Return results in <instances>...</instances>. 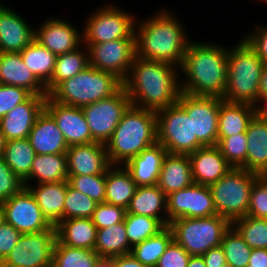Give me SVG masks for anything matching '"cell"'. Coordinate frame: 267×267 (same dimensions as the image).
<instances>
[{"label": "cell", "mask_w": 267, "mask_h": 267, "mask_svg": "<svg viewBox=\"0 0 267 267\" xmlns=\"http://www.w3.org/2000/svg\"><path fill=\"white\" fill-rule=\"evenodd\" d=\"M177 68V69H175ZM179 67L135 57L123 87L135 107L153 110L177 103L181 94Z\"/></svg>", "instance_id": "obj_1"}, {"label": "cell", "mask_w": 267, "mask_h": 267, "mask_svg": "<svg viewBox=\"0 0 267 267\" xmlns=\"http://www.w3.org/2000/svg\"><path fill=\"white\" fill-rule=\"evenodd\" d=\"M190 41L185 51L180 78L181 91L193 96L223 98L227 86L228 47ZM226 47V48H225Z\"/></svg>", "instance_id": "obj_2"}, {"label": "cell", "mask_w": 267, "mask_h": 267, "mask_svg": "<svg viewBox=\"0 0 267 267\" xmlns=\"http://www.w3.org/2000/svg\"><path fill=\"white\" fill-rule=\"evenodd\" d=\"M169 12L165 8L135 23L136 56L180 68L191 40L178 17Z\"/></svg>", "instance_id": "obj_3"}, {"label": "cell", "mask_w": 267, "mask_h": 267, "mask_svg": "<svg viewBox=\"0 0 267 267\" xmlns=\"http://www.w3.org/2000/svg\"><path fill=\"white\" fill-rule=\"evenodd\" d=\"M157 143V115L131 105L105 144L111 165H124Z\"/></svg>", "instance_id": "obj_4"}, {"label": "cell", "mask_w": 267, "mask_h": 267, "mask_svg": "<svg viewBox=\"0 0 267 267\" xmlns=\"http://www.w3.org/2000/svg\"><path fill=\"white\" fill-rule=\"evenodd\" d=\"M264 62L241 37L235 47L228 48L227 86L223 100L259 106V87Z\"/></svg>", "instance_id": "obj_5"}, {"label": "cell", "mask_w": 267, "mask_h": 267, "mask_svg": "<svg viewBox=\"0 0 267 267\" xmlns=\"http://www.w3.org/2000/svg\"><path fill=\"white\" fill-rule=\"evenodd\" d=\"M123 81L110 72L89 65L74 77L60 82L48 96L63 105L82 108L116 94Z\"/></svg>", "instance_id": "obj_6"}, {"label": "cell", "mask_w": 267, "mask_h": 267, "mask_svg": "<svg viewBox=\"0 0 267 267\" xmlns=\"http://www.w3.org/2000/svg\"><path fill=\"white\" fill-rule=\"evenodd\" d=\"M260 176L242 168H231L217 182L209 185L218 215L230 223L247 216L251 188Z\"/></svg>", "instance_id": "obj_7"}, {"label": "cell", "mask_w": 267, "mask_h": 267, "mask_svg": "<svg viewBox=\"0 0 267 267\" xmlns=\"http://www.w3.org/2000/svg\"><path fill=\"white\" fill-rule=\"evenodd\" d=\"M169 226L174 240L192 256L203 255L209 249L220 246L231 223L215 214L209 217L175 219Z\"/></svg>", "instance_id": "obj_8"}, {"label": "cell", "mask_w": 267, "mask_h": 267, "mask_svg": "<svg viewBox=\"0 0 267 267\" xmlns=\"http://www.w3.org/2000/svg\"><path fill=\"white\" fill-rule=\"evenodd\" d=\"M156 115L157 143L167 153L189 155L204 147L193 137L192 119L178 103L158 110Z\"/></svg>", "instance_id": "obj_9"}, {"label": "cell", "mask_w": 267, "mask_h": 267, "mask_svg": "<svg viewBox=\"0 0 267 267\" xmlns=\"http://www.w3.org/2000/svg\"><path fill=\"white\" fill-rule=\"evenodd\" d=\"M134 15L107 4L88 16L82 28L83 43H104L135 37Z\"/></svg>", "instance_id": "obj_10"}, {"label": "cell", "mask_w": 267, "mask_h": 267, "mask_svg": "<svg viewBox=\"0 0 267 267\" xmlns=\"http://www.w3.org/2000/svg\"><path fill=\"white\" fill-rule=\"evenodd\" d=\"M56 241L55 226L36 233L21 234L0 267H51Z\"/></svg>", "instance_id": "obj_11"}, {"label": "cell", "mask_w": 267, "mask_h": 267, "mask_svg": "<svg viewBox=\"0 0 267 267\" xmlns=\"http://www.w3.org/2000/svg\"><path fill=\"white\" fill-rule=\"evenodd\" d=\"M131 105L128 93L122 87L113 96L82 107L92 139L106 144Z\"/></svg>", "instance_id": "obj_12"}, {"label": "cell", "mask_w": 267, "mask_h": 267, "mask_svg": "<svg viewBox=\"0 0 267 267\" xmlns=\"http://www.w3.org/2000/svg\"><path fill=\"white\" fill-rule=\"evenodd\" d=\"M82 44L87 47L89 65L113 73L122 81L127 78L136 57V38Z\"/></svg>", "instance_id": "obj_13"}, {"label": "cell", "mask_w": 267, "mask_h": 267, "mask_svg": "<svg viewBox=\"0 0 267 267\" xmlns=\"http://www.w3.org/2000/svg\"><path fill=\"white\" fill-rule=\"evenodd\" d=\"M219 97L193 96L181 92L177 103L192 119L193 137L205 146L218 144Z\"/></svg>", "instance_id": "obj_14"}, {"label": "cell", "mask_w": 267, "mask_h": 267, "mask_svg": "<svg viewBox=\"0 0 267 267\" xmlns=\"http://www.w3.org/2000/svg\"><path fill=\"white\" fill-rule=\"evenodd\" d=\"M168 225L179 218H200L217 214L208 185H192L167 195Z\"/></svg>", "instance_id": "obj_15"}, {"label": "cell", "mask_w": 267, "mask_h": 267, "mask_svg": "<svg viewBox=\"0 0 267 267\" xmlns=\"http://www.w3.org/2000/svg\"><path fill=\"white\" fill-rule=\"evenodd\" d=\"M1 205L5 221L21 234L36 233L52 227L37 205L34 195L26 187Z\"/></svg>", "instance_id": "obj_16"}, {"label": "cell", "mask_w": 267, "mask_h": 267, "mask_svg": "<svg viewBox=\"0 0 267 267\" xmlns=\"http://www.w3.org/2000/svg\"><path fill=\"white\" fill-rule=\"evenodd\" d=\"M45 110L56 121L68 146L95 142L82 108L60 104L47 95Z\"/></svg>", "instance_id": "obj_17"}, {"label": "cell", "mask_w": 267, "mask_h": 267, "mask_svg": "<svg viewBox=\"0 0 267 267\" xmlns=\"http://www.w3.org/2000/svg\"><path fill=\"white\" fill-rule=\"evenodd\" d=\"M43 22L35 30V39L56 56L72 52L83 43L82 33L67 20L51 17Z\"/></svg>", "instance_id": "obj_18"}, {"label": "cell", "mask_w": 267, "mask_h": 267, "mask_svg": "<svg viewBox=\"0 0 267 267\" xmlns=\"http://www.w3.org/2000/svg\"><path fill=\"white\" fill-rule=\"evenodd\" d=\"M46 97L31 95L0 119L6 141L28 138L37 117L45 109Z\"/></svg>", "instance_id": "obj_19"}, {"label": "cell", "mask_w": 267, "mask_h": 267, "mask_svg": "<svg viewBox=\"0 0 267 267\" xmlns=\"http://www.w3.org/2000/svg\"><path fill=\"white\" fill-rule=\"evenodd\" d=\"M66 156L68 175L104 174L111 166L106 145L98 142L69 146Z\"/></svg>", "instance_id": "obj_20"}, {"label": "cell", "mask_w": 267, "mask_h": 267, "mask_svg": "<svg viewBox=\"0 0 267 267\" xmlns=\"http://www.w3.org/2000/svg\"><path fill=\"white\" fill-rule=\"evenodd\" d=\"M0 3V53H20L35 39V29L32 24Z\"/></svg>", "instance_id": "obj_21"}, {"label": "cell", "mask_w": 267, "mask_h": 267, "mask_svg": "<svg viewBox=\"0 0 267 267\" xmlns=\"http://www.w3.org/2000/svg\"><path fill=\"white\" fill-rule=\"evenodd\" d=\"M193 182L210 185L222 178L232 167L217 146H205L189 154Z\"/></svg>", "instance_id": "obj_22"}, {"label": "cell", "mask_w": 267, "mask_h": 267, "mask_svg": "<svg viewBox=\"0 0 267 267\" xmlns=\"http://www.w3.org/2000/svg\"><path fill=\"white\" fill-rule=\"evenodd\" d=\"M0 84L25 88L32 95H48L46 87L27 68L17 52L0 53Z\"/></svg>", "instance_id": "obj_23"}, {"label": "cell", "mask_w": 267, "mask_h": 267, "mask_svg": "<svg viewBox=\"0 0 267 267\" xmlns=\"http://www.w3.org/2000/svg\"><path fill=\"white\" fill-rule=\"evenodd\" d=\"M28 139L36 154H66L69 147L56 121L45 109L37 117Z\"/></svg>", "instance_id": "obj_24"}, {"label": "cell", "mask_w": 267, "mask_h": 267, "mask_svg": "<svg viewBox=\"0 0 267 267\" xmlns=\"http://www.w3.org/2000/svg\"><path fill=\"white\" fill-rule=\"evenodd\" d=\"M167 154L159 143L132 157L124 166L130 172L137 186H151L158 183L162 162Z\"/></svg>", "instance_id": "obj_25"}, {"label": "cell", "mask_w": 267, "mask_h": 267, "mask_svg": "<svg viewBox=\"0 0 267 267\" xmlns=\"http://www.w3.org/2000/svg\"><path fill=\"white\" fill-rule=\"evenodd\" d=\"M246 137V170L267 175V121L258 113L250 120Z\"/></svg>", "instance_id": "obj_26"}, {"label": "cell", "mask_w": 267, "mask_h": 267, "mask_svg": "<svg viewBox=\"0 0 267 267\" xmlns=\"http://www.w3.org/2000/svg\"><path fill=\"white\" fill-rule=\"evenodd\" d=\"M193 183L189 155L167 153L162 162L157 186L167 196Z\"/></svg>", "instance_id": "obj_27"}, {"label": "cell", "mask_w": 267, "mask_h": 267, "mask_svg": "<svg viewBox=\"0 0 267 267\" xmlns=\"http://www.w3.org/2000/svg\"><path fill=\"white\" fill-rule=\"evenodd\" d=\"M25 185L34 195L37 205L44 217L52 226H57L63 220L64 201L66 197L67 181Z\"/></svg>", "instance_id": "obj_28"}, {"label": "cell", "mask_w": 267, "mask_h": 267, "mask_svg": "<svg viewBox=\"0 0 267 267\" xmlns=\"http://www.w3.org/2000/svg\"><path fill=\"white\" fill-rule=\"evenodd\" d=\"M166 201V194L157 184L151 186H137L129 207L126 209V213L157 218L164 226H168ZM163 214L166 216H163Z\"/></svg>", "instance_id": "obj_29"}, {"label": "cell", "mask_w": 267, "mask_h": 267, "mask_svg": "<svg viewBox=\"0 0 267 267\" xmlns=\"http://www.w3.org/2000/svg\"><path fill=\"white\" fill-rule=\"evenodd\" d=\"M57 240L65 246L94 250L97 227L92 218L62 220L56 226Z\"/></svg>", "instance_id": "obj_30"}, {"label": "cell", "mask_w": 267, "mask_h": 267, "mask_svg": "<svg viewBox=\"0 0 267 267\" xmlns=\"http://www.w3.org/2000/svg\"><path fill=\"white\" fill-rule=\"evenodd\" d=\"M257 113V107L245 103L220 101L218 137H230L246 133L250 120Z\"/></svg>", "instance_id": "obj_31"}, {"label": "cell", "mask_w": 267, "mask_h": 267, "mask_svg": "<svg viewBox=\"0 0 267 267\" xmlns=\"http://www.w3.org/2000/svg\"><path fill=\"white\" fill-rule=\"evenodd\" d=\"M121 166L111 165L106 171L104 202L127 209L137 185L125 166Z\"/></svg>", "instance_id": "obj_32"}, {"label": "cell", "mask_w": 267, "mask_h": 267, "mask_svg": "<svg viewBox=\"0 0 267 267\" xmlns=\"http://www.w3.org/2000/svg\"><path fill=\"white\" fill-rule=\"evenodd\" d=\"M33 178L37 184L68 181L66 154H36L24 184L28 185Z\"/></svg>", "instance_id": "obj_33"}, {"label": "cell", "mask_w": 267, "mask_h": 267, "mask_svg": "<svg viewBox=\"0 0 267 267\" xmlns=\"http://www.w3.org/2000/svg\"><path fill=\"white\" fill-rule=\"evenodd\" d=\"M131 249L124 221L107 228L97 229L94 251L100 257H118L129 254Z\"/></svg>", "instance_id": "obj_34"}, {"label": "cell", "mask_w": 267, "mask_h": 267, "mask_svg": "<svg viewBox=\"0 0 267 267\" xmlns=\"http://www.w3.org/2000/svg\"><path fill=\"white\" fill-rule=\"evenodd\" d=\"M20 55L27 68L46 86L50 81L56 63V55L34 39Z\"/></svg>", "instance_id": "obj_35"}, {"label": "cell", "mask_w": 267, "mask_h": 267, "mask_svg": "<svg viewBox=\"0 0 267 267\" xmlns=\"http://www.w3.org/2000/svg\"><path fill=\"white\" fill-rule=\"evenodd\" d=\"M83 44L76 50L58 55L51 81L45 86L49 94L60 82L74 77L80 71L89 66L88 50ZM86 50V51H85Z\"/></svg>", "instance_id": "obj_36"}, {"label": "cell", "mask_w": 267, "mask_h": 267, "mask_svg": "<svg viewBox=\"0 0 267 267\" xmlns=\"http://www.w3.org/2000/svg\"><path fill=\"white\" fill-rule=\"evenodd\" d=\"M36 152L28 138L6 141L2 158L23 181L30 175Z\"/></svg>", "instance_id": "obj_37"}, {"label": "cell", "mask_w": 267, "mask_h": 267, "mask_svg": "<svg viewBox=\"0 0 267 267\" xmlns=\"http://www.w3.org/2000/svg\"><path fill=\"white\" fill-rule=\"evenodd\" d=\"M174 240L172 228L168 225L156 235L133 246L130 254L148 267H156L159 258L166 251L168 245Z\"/></svg>", "instance_id": "obj_38"}, {"label": "cell", "mask_w": 267, "mask_h": 267, "mask_svg": "<svg viewBox=\"0 0 267 267\" xmlns=\"http://www.w3.org/2000/svg\"><path fill=\"white\" fill-rule=\"evenodd\" d=\"M99 257L94 250L68 247L57 240L51 267H94Z\"/></svg>", "instance_id": "obj_39"}, {"label": "cell", "mask_w": 267, "mask_h": 267, "mask_svg": "<svg viewBox=\"0 0 267 267\" xmlns=\"http://www.w3.org/2000/svg\"><path fill=\"white\" fill-rule=\"evenodd\" d=\"M124 224L131 247L156 235L165 227L157 218L132 213H126Z\"/></svg>", "instance_id": "obj_40"}, {"label": "cell", "mask_w": 267, "mask_h": 267, "mask_svg": "<svg viewBox=\"0 0 267 267\" xmlns=\"http://www.w3.org/2000/svg\"><path fill=\"white\" fill-rule=\"evenodd\" d=\"M231 226L252 249H267V219L245 216L233 221Z\"/></svg>", "instance_id": "obj_41"}, {"label": "cell", "mask_w": 267, "mask_h": 267, "mask_svg": "<svg viewBox=\"0 0 267 267\" xmlns=\"http://www.w3.org/2000/svg\"><path fill=\"white\" fill-rule=\"evenodd\" d=\"M221 246L227 263L233 267H246L248 265L252 248L232 226L224 233Z\"/></svg>", "instance_id": "obj_42"}, {"label": "cell", "mask_w": 267, "mask_h": 267, "mask_svg": "<svg viewBox=\"0 0 267 267\" xmlns=\"http://www.w3.org/2000/svg\"><path fill=\"white\" fill-rule=\"evenodd\" d=\"M98 203L86 194L74 189L67 181L63 220L71 218H92Z\"/></svg>", "instance_id": "obj_43"}, {"label": "cell", "mask_w": 267, "mask_h": 267, "mask_svg": "<svg viewBox=\"0 0 267 267\" xmlns=\"http://www.w3.org/2000/svg\"><path fill=\"white\" fill-rule=\"evenodd\" d=\"M247 144L246 133H239L230 137H218L217 147L232 168L246 169Z\"/></svg>", "instance_id": "obj_44"}, {"label": "cell", "mask_w": 267, "mask_h": 267, "mask_svg": "<svg viewBox=\"0 0 267 267\" xmlns=\"http://www.w3.org/2000/svg\"><path fill=\"white\" fill-rule=\"evenodd\" d=\"M68 183L97 203L105 199L106 172L97 175H68Z\"/></svg>", "instance_id": "obj_45"}, {"label": "cell", "mask_w": 267, "mask_h": 267, "mask_svg": "<svg viewBox=\"0 0 267 267\" xmlns=\"http://www.w3.org/2000/svg\"><path fill=\"white\" fill-rule=\"evenodd\" d=\"M247 216L267 219V175H260L251 188Z\"/></svg>", "instance_id": "obj_46"}, {"label": "cell", "mask_w": 267, "mask_h": 267, "mask_svg": "<svg viewBox=\"0 0 267 267\" xmlns=\"http://www.w3.org/2000/svg\"><path fill=\"white\" fill-rule=\"evenodd\" d=\"M127 210L124 207L109 203H98L92 220L97 229L107 228L124 221Z\"/></svg>", "instance_id": "obj_47"}, {"label": "cell", "mask_w": 267, "mask_h": 267, "mask_svg": "<svg viewBox=\"0 0 267 267\" xmlns=\"http://www.w3.org/2000/svg\"><path fill=\"white\" fill-rule=\"evenodd\" d=\"M24 188V181L0 157V203L20 193Z\"/></svg>", "instance_id": "obj_48"}, {"label": "cell", "mask_w": 267, "mask_h": 267, "mask_svg": "<svg viewBox=\"0 0 267 267\" xmlns=\"http://www.w3.org/2000/svg\"><path fill=\"white\" fill-rule=\"evenodd\" d=\"M31 95L25 88L0 84V119Z\"/></svg>", "instance_id": "obj_49"}, {"label": "cell", "mask_w": 267, "mask_h": 267, "mask_svg": "<svg viewBox=\"0 0 267 267\" xmlns=\"http://www.w3.org/2000/svg\"><path fill=\"white\" fill-rule=\"evenodd\" d=\"M190 254L173 240L159 258L156 267H187Z\"/></svg>", "instance_id": "obj_50"}, {"label": "cell", "mask_w": 267, "mask_h": 267, "mask_svg": "<svg viewBox=\"0 0 267 267\" xmlns=\"http://www.w3.org/2000/svg\"><path fill=\"white\" fill-rule=\"evenodd\" d=\"M254 31L253 33H248V35L246 34L244 39L254 49L264 64L267 65V25H257Z\"/></svg>", "instance_id": "obj_51"}, {"label": "cell", "mask_w": 267, "mask_h": 267, "mask_svg": "<svg viewBox=\"0 0 267 267\" xmlns=\"http://www.w3.org/2000/svg\"><path fill=\"white\" fill-rule=\"evenodd\" d=\"M21 233L4 221L0 226V263L18 243Z\"/></svg>", "instance_id": "obj_52"}, {"label": "cell", "mask_w": 267, "mask_h": 267, "mask_svg": "<svg viewBox=\"0 0 267 267\" xmlns=\"http://www.w3.org/2000/svg\"><path fill=\"white\" fill-rule=\"evenodd\" d=\"M206 267H220L226 263V257L222 246L209 249L203 255Z\"/></svg>", "instance_id": "obj_53"}, {"label": "cell", "mask_w": 267, "mask_h": 267, "mask_svg": "<svg viewBox=\"0 0 267 267\" xmlns=\"http://www.w3.org/2000/svg\"><path fill=\"white\" fill-rule=\"evenodd\" d=\"M247 266L267 267V249H252Z\"/></svg>", "instance_id": "obj_54"}, {"label": "cell", "mask_w": 267, "mask_h": 267, "mask_svg": "<svg viewBox=\"0 0 267 267\" xmlns=\"http://www.w3.org/2000/svg\"><path fill=\"white\" fill-rule=\"evenodd\" d=\"M115 267H148L136 260L130 253L114 257Z\"/></svg>", "instance_id": "obj_55"}, {"label": "cell", "mask_w": 267, "mask_h": 267, "mask_svg": "<svg viewBox=\"0 0 267 267\" xmlns=\"http://www.w3.org/2000/svg\"><path fill=\"white\" fill-rule=\"evenodd\" d=\"M267 97V65L263 68L260 87H259V103Z\"/></svg>", "instance_id": "obj_56"}, {"label": "cell", "mask_w": 267, "mask_h": 267, "mask_svg": "<svg viewBox=\"0 0 267 267\" xmlns=\"http://www.w3.org/2000/svg\"><path fill=\"white\" fill-rule=\"evenodd\" d=\"M187 267H206L202 255H192L188 261Z\"/></svg>", "instance_id": "obj_57"}, {"label": "cell", "mask_w": 267, "mask_h": 267, "mask_svg": "<svg viewBox=\"0 0 267 267\" xmlns=\"http://www.w3.org/2000/svg\"><path fill=\"white\" fill-rule=\"evenodd\" d=\"M94 267H115L114 258L99 257L95 262Z\"/></svg>", "instance_id": "obj_58"}, {"label": "cell", "mask_w": 267, "mask_h": 267, "mask_svg": "<svg viewBox=\"0 0 267 267\" xmlns=\"http://www.w3.org/2000/svg\"><path fill=\"white\" fill-rule=\"evenodd\" d=\"M257 113L267 121V97L260 102L259 106H257Z\"/></svg>", "instance_id": "obj_59"}, {"label": "cell", "mask_w": 267, "mask_h": 267, "mask_svg": "<svg viewBox=\"0 0 267 267\" xmlns=\"http://www.w3.org/2000/svg\"><path fill=\"white\" fill-rule=\"evenodd\" d=\"M5 143H6V140H5L4 134L1 131V127H0V157H2V155H3Z\"/></svg>", "instance_id": "obj_60"}, {"label": "cell", "mask_w": 267, "mask_h": 267, "mask_svg": "<svg viewBox=\"0 0 267 267\" xmlns=\"http://www.w3.org/2000/svg\"><path fill=\"white\" fill-rule=\"evenodd\" d=\"M4 221H5L4 209H3V206L0 203V226Z\"/></svg>", "instance_id": "obj_61"}, {"label": "cell", "mask_w": 267, "mask_h": 267, "mask_svg": "<svg viewBox=\"0 0 267 267\" xmlns=\"http://www.w3.org/2000/svg\"><path fill=\"white\" fill-rule=\"evenodd\" d=\"M220 267H233V266L226 262L223 266Z\"/></svg>", "instance_id": "obj_62"}]
</instances>
